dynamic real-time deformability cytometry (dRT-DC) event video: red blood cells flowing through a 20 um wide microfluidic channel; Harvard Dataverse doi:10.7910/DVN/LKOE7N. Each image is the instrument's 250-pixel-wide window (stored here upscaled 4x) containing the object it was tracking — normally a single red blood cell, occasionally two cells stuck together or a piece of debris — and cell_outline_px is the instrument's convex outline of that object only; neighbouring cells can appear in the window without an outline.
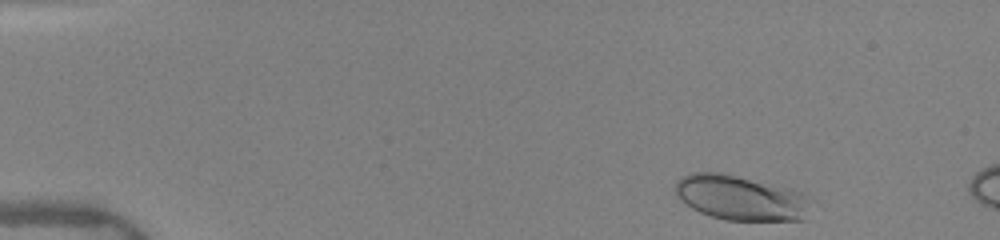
{"species": "human", "species_latin": "Homo sapiens", "temperature_condition": "warm", "stored_images_in_passage": 7, "camera_frame_rate_fps": 3000, "um_per_image_px": 0.085, "donor": {"sex": "female"}, "frame": {"image": 1, "passage_image": 2, "time_ms": 0.333, "image_size_px": [1000, 240], "cell_outline_px": [[812, 200], [804, 220], [724, 220], [700, 212], [692, 208], [680, 200], [672, 188], [676, 180], [692, 172], [720, 172], [792, 188], [804, 192]], "centroid_in_image_um": [62.96, 16.8], "position_along_channel_um": 22.0, "area_um2": 35.89}}